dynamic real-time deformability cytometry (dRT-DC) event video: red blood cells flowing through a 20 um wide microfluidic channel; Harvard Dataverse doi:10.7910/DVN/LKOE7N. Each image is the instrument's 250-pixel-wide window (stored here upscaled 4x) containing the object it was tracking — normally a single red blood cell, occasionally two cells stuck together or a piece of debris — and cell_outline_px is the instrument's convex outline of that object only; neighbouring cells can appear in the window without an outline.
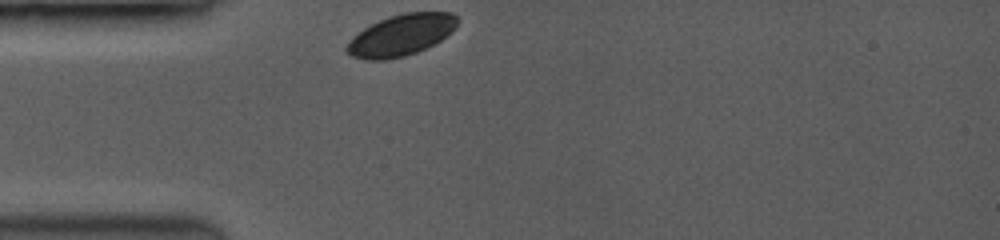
{"species": "common noctule bat (a hibernating species)", "species_latin": "Nyctalus noctula", "temperature_condition": "room temperature", "stored_images_in_passage": 26, "camera_frame_rate_fps": 3500, "um_per_image_px": 0.085, "animal": {"sex": "female", "body_mass_g": 19.0, "forearm_length_mm": 53.3}, "frame": {"image": 1, "passage_image": 1, "time_ms": 0.0, "image_size_px": [1000, 240], "cell_outline_px": [[460, 20], [456, 28], [452, 32], [440, 40], [416, 52], [404, 56], [384, 60], [368, 60], [352, 56], [344, 52], [344, 48], [352, 36], [364, 28], [380, 20], [404, 12], [452, 12]], "centroid_in_image_um": [34.09, 2.98], "position_along_channel_um": 50.9, "area_um2": 26.65}}
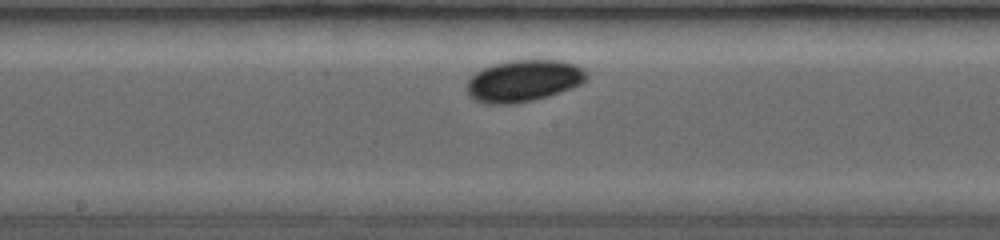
{"frame": {"image": 2, "passage_image": 12, "time_ms": 4.286, "image_size_px": [1000, 240], "cell_outline_px": [[588, 76], [580, 84], [544, 96], [528, 100], [504, 104], [500, 104], [476, 100], [468, 92], [468, 80], [476, 72], [492, 64], [512, 60], [564, 60], [576, 64], [584, 68], [588, 72]], "centroid_in_image_um": [44.54, 6.81], "position_along_channel_um": 203.7, "area_um2": 28.32}}
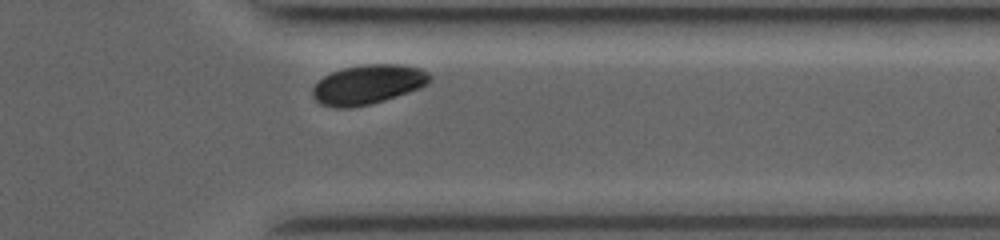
{"frame": {"image": 3, "passage_image": 24, "time_ms": 8.857, "image_size_px": [1000, 240], "cell_outline_px": [[428, 84], [420, 88], [372, 104], [348, 108], [336, 108], [320, 104], [312, 96], [312, 88], [324, 76], [332, 72], [344, 68], [360, 64], [400, 64], [420, 68], [428, 72]], "centroid_in_image_um": [31.25, 7.18], "position_along_channel_um": 380.2, "area_um2": 26.88}, "authors_computed_cell_mechanics": {"area_um2": 27.4839, "velocity_mm_per_s": 3.825, "shape_relaxation_time_tau1_ms": 1.5311, "shape_relaxation_time_tau2_ms": null, "deformation_change_tau1": 0.0356, "deformation_change_tau2": null}}